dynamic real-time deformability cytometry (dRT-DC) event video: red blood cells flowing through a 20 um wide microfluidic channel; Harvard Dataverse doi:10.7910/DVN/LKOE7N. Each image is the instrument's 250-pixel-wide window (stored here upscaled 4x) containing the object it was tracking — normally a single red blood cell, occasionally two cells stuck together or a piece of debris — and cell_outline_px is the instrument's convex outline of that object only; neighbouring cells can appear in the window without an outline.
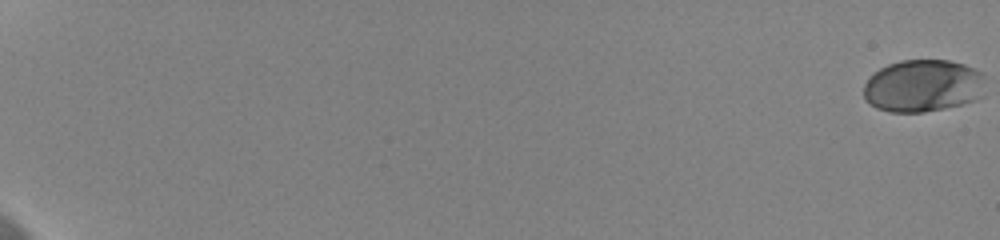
{"species": "human", "species_latin": "Homo sapiens", "temperature_condition": "cold", "stored_images_in_passage": 61, "camera_frame_rate_fps": 3000, "um_per_image_px": 0.085, "donor": {"sex": "female"}, "frame": {"image": 1, "passage_image": 1, "time_ms": 0.0, "image_size_px": [1000, 240], "cell_outline_px": [[984, 96], [976, 100], [944, 108], [924, 112], [888, 112], [876, 108], [864, 100], [864, 84], [880, 68], [888, 64], [900, 60], [948, 60], [964, 64], [980, 72], [984, 76]], "centroid_in_image_um": [78.46, 7.3], "position_along_channel_um": 6.5, "area_um2": 37.34}}
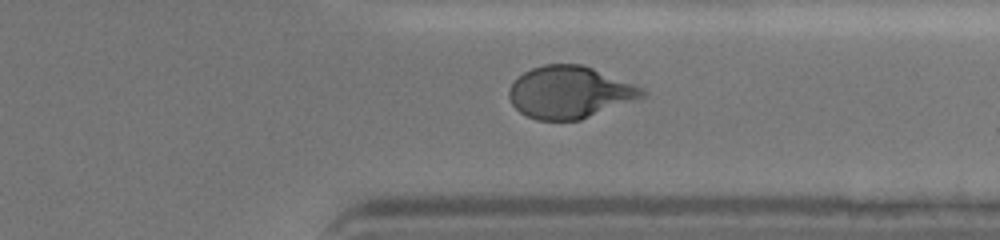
{"frame": {"image": 2, "passage_image": 50, "time_ms": 16.333, "image_size_px": [1000, 240], "cell_outline_px": [[648, 92], [644, 96], [580, 120], [536, 120], [520, 112], [512, 104], [508, 96], [508, 88], [524, 72], [532, 68], [544, 64], [584, 64], [644, 88]], "centroid_in_image_um": [48.41, 7.83], "position_along_channel_um": 363.0, "area_um2": 40.29}}
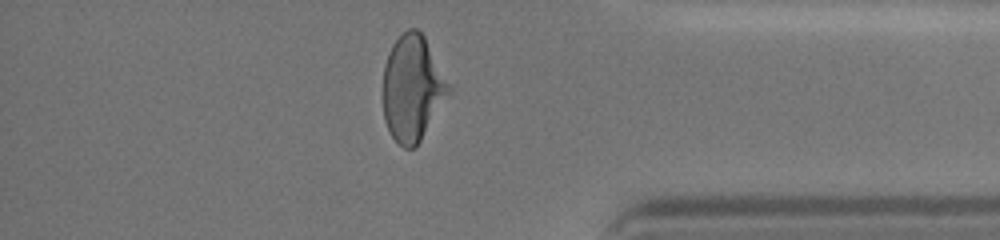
{"frame": {"image": 3, "passage_image": 54, "time_ms": 17.667, "image_size_px": [1000, 240], "cell_outline_px": [[456, 92], [416, 148], [404, 148], [392, 136], [384, 120], [384, 64], [388, 52], [392, 44], [408, 28], [416, 28], [424, 36], [452, 84]], "centroid_in_image_um": [35.16, 7.54], "position_along_channel_um": 400.0, "area_um2": 41.85}, "authors_computed_cell_mechanics": {"area_um2": 38.726, "velocity_mm_per_s": 3.6329, "shape_relaxation_time_tau1_ms": 3.418, "shape_relaxation_time_tau2_ms": 0.8915, "deformation_change_tau1": 0.1484, "deformation_change_tau2": 0.0479}}